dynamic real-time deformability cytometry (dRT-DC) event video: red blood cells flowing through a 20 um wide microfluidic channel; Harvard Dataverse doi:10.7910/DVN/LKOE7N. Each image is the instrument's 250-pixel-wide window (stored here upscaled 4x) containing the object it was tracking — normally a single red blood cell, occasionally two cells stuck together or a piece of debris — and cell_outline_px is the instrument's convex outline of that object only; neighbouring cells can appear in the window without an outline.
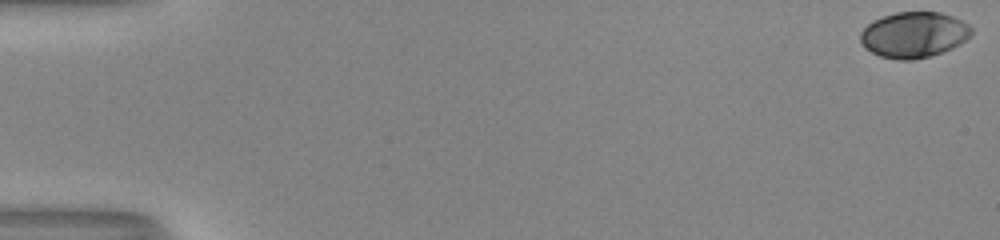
{"species": "human", "species_latin": "Homo sapiens", "temperature_condition": "room temperature", "stored_images_in_passage": 14, "camera_frame_rate_fps": 3000, "um_per_image_px": 0.085, "donor": {"sex": "male"}, "frame": {"image": 1, "passage_image": 1, "time_ms": 0.0, "image_size_px": [1000, 240], "cell_outline_px": [[972, 36], [960, 44], [952, 48], [928, 56], [912, 60], [900, 60], [880, 56], [864, 48], [860, 44], [860, 32], [872, 20], [896, 12], [940, 12], [952, 16], [968, 24], [972, 28]], "centroid_in_image_um": [77.67, 2.95], "position_along_channel_um": 7.3, "area_um2": 29.65}}
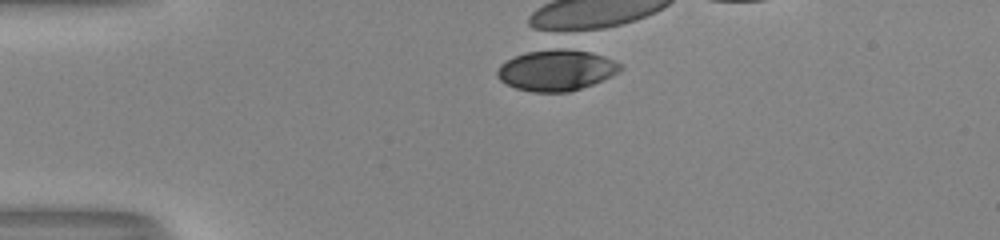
{"frame": {"image": 2, "passage_image": 14, "time_ms": 4.333, "image_size_px": [1000, 240], "cell_outline_px": [[624, 68], [612, 76], [592, 84], [568, 92], [532, 92], [516, 88], [500, 80], [496, 76], [496, 72], [500, 64], [516, 56], [528, 52], [556, 48], [564, 48], [588, 52], [604, 56], [624, 64]], "centroid_in_image_um": [47.31, 5.97], "position_along_channel_um": 37.7, "area_um2": 29.3}}